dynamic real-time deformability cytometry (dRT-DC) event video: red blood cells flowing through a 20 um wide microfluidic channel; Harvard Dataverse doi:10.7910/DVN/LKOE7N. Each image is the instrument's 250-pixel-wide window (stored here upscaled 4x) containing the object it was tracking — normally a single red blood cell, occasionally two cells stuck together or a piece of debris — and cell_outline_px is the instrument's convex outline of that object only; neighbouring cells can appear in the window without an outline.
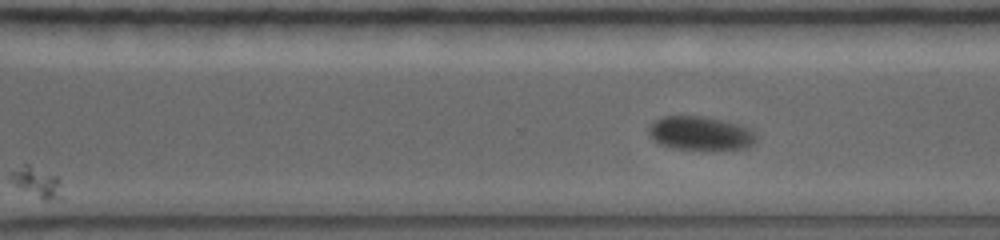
{"species": "common noctule bat (a hibernating species)", "species_latin": "Nyctalus noctula", "temperature_condition": "warm", "stored_images_in_passage": 15, "segment_of_instrument_passage": [2, 2], "camera_frame_rate_fps": 5000, "um_per_image_px": 0.085, "animal": {"sex": "female", "body_mass_g": 19.0, "forearm_length_mm": 56.7}, "frame": {"image": 1, "passage_image": 15, "time_ms": 11.0, "image_size_px": [1000, 240], "cell_outline_px": [[756, 140], [752, 144], [744, 148], [724, 152], [720, 152], [676, 148], [660, 144], [652, 140], [648, 132], [648, 128], [656, 120], [664, 116], [704, 116], [724, 120], [740, 124], [748, 128], [756, 136]], "centroid_in_image_um": [59.56, 11.36], "position_along_channel_um": 311.0, "area_um2": 21.73}}